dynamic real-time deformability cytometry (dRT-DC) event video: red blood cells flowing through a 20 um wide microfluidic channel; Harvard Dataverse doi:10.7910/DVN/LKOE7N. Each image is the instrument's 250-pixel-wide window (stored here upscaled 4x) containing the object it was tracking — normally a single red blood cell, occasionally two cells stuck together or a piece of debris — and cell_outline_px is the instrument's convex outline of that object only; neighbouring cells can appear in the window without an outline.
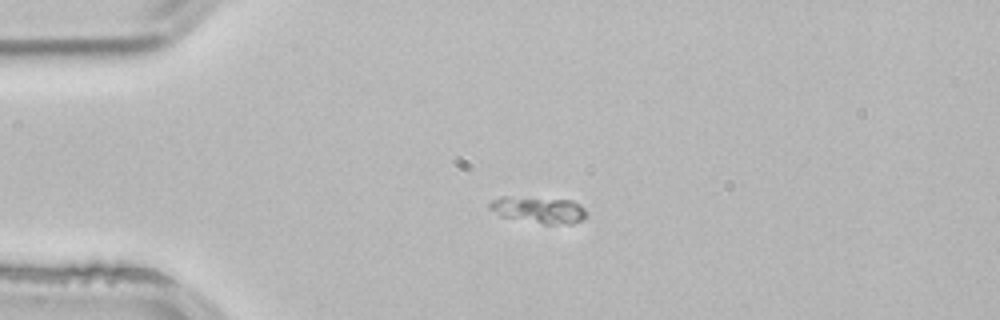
{"species": "common noctule bat (a hibernating species)", "species_latin": "Nyctalus noctula", "temperature_condition": "room temperature", "stored_images_in_passage": 2, "camera_frame_rate_fps": 3000, "um_per_image_px": 0.085, "animal": {"sex": "male", "body_mass_g": 21.5, "forearm_length_mm": 52.0}, "frame": {"image": 1, "passage_image": 1, "time_ms": 0.0, "image_size_px": [1000, 320], "cell_outline_px": [[584, 220], [572, 224], [544, 224], [500, 216], [488, 208], [488, 204], [492, 200], [504, 196], [572, 200], [580, 204], [584, 208]], "centroid_in_image_um": [45.78, 17.84], "position_along_channel_um": 39.2, "area_um2": 14.97}}